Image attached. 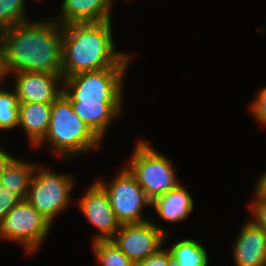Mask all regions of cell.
<instances>
[{
  "instance_id": "obj_18",
  "label": "cell",
  "mask_w": 266,
  "mask_h": 266,
  "mask_svg": "<svg viewBox=\"0 0 266 266\" xmlns=\"http://www.w3.org/2000/svg\"><path fill=\"white\" fill-rule=\"evenodd\" d=\"M192 238L180 236L179 241L177 239L168 248L165 245L171 255L173 266H209L208 248L201 241Z\"/></svg>"
},
{
  "instance_id": "obj_1",
  "label": "cell",
  "mask_w": 266,
  "mask_h": 266,
  "mask_svg": "<svg viewBox=\"0 0 266 266\" xmlns=\"http://www.w3.org/2000/svg\"><path fill=\"white\" fill-rule=\"evenodd\" d=\"M63 25L53 17L31 20L0 32V72L62 75Z\"/></svg>"
},
{
  "instance_id": "obj_11",
  "label": "cell",
  "mask_w": 266,
  "mask_h": 266,
  "mask_svg": "<svg viewBox=\"0 0 266 266\" xmlns=\"http://www.w3.org/2000/svg\"><path fill=\"white\" fill-rule=\"evenodd\" d=\"M13 76V77H12ZM19 98V102L52 104L63 91L62 75L39 72L12 73L8 78ZM13 82V83H12Z\"/></svg>"
},
{
  "instance_id": "obj_4",
  "label": "cell",
  "mask_w": 266,
  "mask_h": 266,
  "mask_svg": "<svg viewBox=\"0 0 266 266\" xmlns=\"http://www.w3.org/2000/svg\"><path fill=\"white\" fill-rule=\"evenodd\" d=\"M146 140L140 138L135 141L130 160L124 166L135 177L146 196L153 201L177 188L182 182L177 177L172 160Z\"/></svg>"
},
{
  "instance_id": "obj_17",
  "label": "cell",
  "mask_w": 266,
  "mask_h": 266,
  "mask_svg": "<svg viewBox=\"0 0 266 266\" xmlns=\"http://www.w3.org/2000/svg\"><path fill=\"white\" fill-rule=\"evenodd\" d=\"M38 163L15 156L3 170L0 185L13 192L21 200L26 199L30 181Z\"/></svg>"
},
{
  "instance_id": "obj_2",
  "label": "cell",
  "mask_w": 266,
  "mask_h": 266,
  "mask_svg": "<svg viewBox=\"0 0 266 266\" xmlns=\"http://www.w3.org/2000/svg\"><path fill=\"white\" fill-rule=\"evenodd\" d=\"M112 28L113 21L63 26V79L106 68H130L135 54L118 51Z\"/></svg>"
},
{
  "instance_id": "obj_22",
  "label": "cell",
  "mask_w": 266,
  "mask_h": 266,
  "mask_svg": "<svg viewBox=\"0 0 266 266\" xmlns=\"http://www.w3.org/2000/svg\"><path fill=\"white\" fill-rule=\"evenodd\" d=\"M247 105V110L250 112L254 121L259 127H266V86L258 89L255 97Z\"/></svg>"
},
{
  "instance_id": "obj_23",
  "label": "cell",
  "mask_w": 266,
  "mask_h": 266,
  "mask_svg": "<svg viewBox=\"0 0 266 266\" xmlns=\"http://www.w3.org/2000/svg\"><path fill=\"white\" fill-rule=\"evenodd\" d=\"M248 205L249 218L266 231V197H260L255 192Z\"/></svg>"
},
{
  "instance_id": "obj_9",
  "label": "cell",
  "mask_w": 266,
  "mask_h": 266,
  "mask_svg": "<svg viewBox=\"0 0 266 266\" xmlns=\"http://www.w3.org/2000/svg\"><path fill=\"white\" fill-rule=\"evenodd\" d=\"M122 224L111 241L135 264L155 254L169 242L168 228L154 221ZM158 223V224H157Z\"/></svg>"
},
{
  "instance_id": "obj_21",
  "label": "cell",
  "mask_w": 266,
  "mask_h": 266,
  "mask_svg": "<svg viewBox=\"0 0 266 266\" xmlns=\"http://www.w3.org/2000/svg\"><path fill=\"white\" fill-rule=\"evenodd\" d=\"M26 1L27 0H0V32L18 24L33 20L30 19V15H28Z\"/></svg>"
},
{
  "instance_id": "obj_5",
  "label": "cell",
  "mask_w": 266,
  "mask_h": 266,
  "mask_svg": "<svg viewBox=\"0 0 266 266\" xmlns=\"http://www.w3.org/2000/svg\"><path fill=\"white\" fill-rule=\"evenodd\" d=\"M129 68H106L82 72L63 79L62 93L80 105L124 103L125 78Z\"/></svg>"
},
{
  "instance_id": "obj_8",
  "label": "cell",
  "mask_w": 266,
  "mask_h": 266,
  "mask_svg": "<svg viewBox=\"0 0 266 266\" xmlns=\"http://www.w3.org/2000/svg\"><path fill=\"white\" fill-rule=\"evenodd\" d=\"M122 166L110 182L99 177L96 180L107 191L115 217L121 225L148 221L150 218L144 214V210L151 208L152 201L135 177Z\"/></svg>"
},
{
  "instance_id": "obj_7",
  "label": "cell",
  "mask_w": 266,
  "mask_h": 266,
  "mask_svg": "<svg viewBox=\"0 0 266 266\" xmlns=\"http://www.w3.org/2000/svg\"><path fill=\"white\" fill-rule=\"evenodd\" d=\"M53 224L26 199L0 220V242L20 244L24 255H35L47 241Z\"/></svg>"
},
{
  "instance_id": "obj_25",
  "label": "cell",
  "mask_w": 266,
  "mask_h": 266,
  "mask_svg": "<svg viewBox=\"0 0 266 266\" xmlns=\"http://www.w3.org/2000/svg\"><path fill=\"white\" fill-rule=\"evenodd\" d=\"M21 199L7 188L0 185V220L5 217Z\"/></svg>"
},
{
  "instance_id": "obj_13",
  "label": "cell",
  "mask_w": 266,
  "mask_h": 266,
  "mask_svg": "<svg viewBox=\"0 0 266 266\" xmlns=\"http://www.w3.org/2000/svg\"><path fill=\"white\" fill-rule=\"evenodd\" d=\"M116 1V0H115ZM114 0H62L60 11L52 17L61 25L112 21Z\"/></svg>"
},
{
  "instance_id": "obj_15",
  "label": "cell",
  "mask_w": 266,
  "mask_h": 266,
  "mask_svg": "<svg viewBox=\"0 0 266 266\" xmlns=\"http://www.w3.org/2000/svg\"><path fill=\"white\" fill-rule=\"evenodd\" d=\"M51 115V104L20 102L18 129H23L29 147L34 149L46 136ZM21 127V128H20Z\"/></svg>"
},
{
  "instance_id": "obj_26",
  "label": "cell",
  "mask_w": 266,
  "mask_h": 266,
  "mask_svg": "<svg viewBox=\"0 0 266 266\" xmlns=\"http://www.w3.org/2000/svg\"><path fill=\"white\" fill-rule=\"evenodd\" d=\"M262 175H259L255 184V188L253 189L258 196L260 197H266V170L264 173H261Z\"/></svg>"
},
{
  "instance_id": "obj_20",
  "label": "cell",
  "mask_w": 266,
  "mask_h": 266,
  "mask_svg": "<svg viewBox=\"0 0 266 266\" xmlns=\"http://www.w3.org/2000/svg\"><path fill=\"white\" fill-rule=\"evenodd\" d=\"M96 264L100 266H135L111 240L91 242Z\"/></svg>"
},
{
  "instance_id": "obj_12",
  "label": "cell",
  "mask_w": 266,
  "mask_h": 266,
  "mask_svg": "<svg viewBox=\"0 0 266 266\" xmlns=\"http://www.w3.org/2000/svg\"><path fill=\"white\" fill-rule=\"evenodd\" d=\"M237 232L231 246L233 266H266V231L248 216Z\"/></svg>"
},
{
  "instance_id": "obj_14",
  "label": "cell",
  "mask_w": 266,
  "mask_h": 266,
  "mask_svg": "<svg viewBox=\"0 0 266 266\" xmlns=\"http://www.w3.org/2000/svg\"><path fill=\"white\" fill-rule=\"evenodd\" d=\"M182 183L152 201L151 209L165 223L177 225L188 220L195 208V200Z\"/></svg>"
},
{
  "instance_id": "obj_10",
  "label": "cell",
  "mask_w": 266,
  "mask_h": 266,
  "mask_svg": "<svg viewBox=\"0 0 266 266\" xmlns=\"http://www.w3.org/2000/svg\"><path fill=\"white\" fill-rule=\"evenodd\" d=\"M88 189L74 201L87 222L97 229L91 242L111 240L120 228L104 187L95 179Z\"/></svg>"
},
{
  "instance_id": "obj_3",
  "label": "cell",
  "mask_w": 266,
  "mask_h": 266,
  "mask_svg": "<svg viewBox=\"0 0 266 266\" xmlns=\"http://www.w3.org/2000/svg\"><path fill=\"white\" fill-rule=\"evenodd\" d=\"M103 140L74 112L70 100L61 93L51 104L50 125L45 138L34 148L48 146L59 160L70 161L99 151ZM72 159V160H71Z\"/></svg>"
},
{
  "instance_id": "obj_19",
  "label": "cell",
  "mask_w": 266,
  "mask_h": 266,
  "mask_svg": "<svg viewBox=\"0 0 266 266\" xmlns=\"http://www.w3.org/2000/svg\"><path fill=\"white\" fill-rule=\"evenodd\" d=\"M7 81H0V133L17 130L19 98L15 90L5 84ZM1 136V135H0Z\"/></svg>"
},
{
  "instance_id": "obj_27",
  "label": "cell",
  "mask_w": 266,
  "mask_h": 266,
  "mask_svg": "<svg viewBox=\"0 0 266 266\" xmlns=\"http://www.w3.org/2000/svg\"><path fill=\"white\" fill-rule=\"evenodd\" d=\"M15 156L7 151V149L4 146L0 145V179L3 174V170L8 165V163L14 158Z\"/></svg>"
},
{
  "instance_id": "obj_16",
  "label": "cell",
  "mask_w": 266,
  "mask_h": 266,
  "mask_svg": "<svg viewBox=\"0 0 266 266\" xmlns=\"http://www.w3.org/2000/svg\"><path fill=\"white\" fill-rule=\"evenodd\" d=\"M74 112L83 122L104 141L107 131L114 125V120L120 118L125 111L124 103H100V105H80V102H71Z\"/></svg>"
},
{
  "instance_id": "obj_24",
  "label": "cell",
  "mask_w": 266,
  "mask_h": 266,
  "mask_svg": "<svg viewBox=\"0 0 266 266\" xmlns=\"http://www.w3.org/2000/svg\"><path fill=\"white\" fill-rule=\"evenodd\" d=\"M135 266H173V261L169 251L164 246L155 254L136 263Z\"/></svg>"
},
{
  "instance_id": "obj_6",
  "label": "cell",
  "mask_w": 266,
  "mask_h": 266,
  "mask_svg": "<svg viewBox=\"0 0 266 266\" xmlns=\"http://www.w3.org/2000/svg\"><path fill=\"white\" fill-rule=\"evenodd\" d=\"M49 167L42 162L36 165L26 200L54 224L58 215L74 204L72 192L77 179L71 173L56 172Z\"/></svg>"
}]
</instances>
